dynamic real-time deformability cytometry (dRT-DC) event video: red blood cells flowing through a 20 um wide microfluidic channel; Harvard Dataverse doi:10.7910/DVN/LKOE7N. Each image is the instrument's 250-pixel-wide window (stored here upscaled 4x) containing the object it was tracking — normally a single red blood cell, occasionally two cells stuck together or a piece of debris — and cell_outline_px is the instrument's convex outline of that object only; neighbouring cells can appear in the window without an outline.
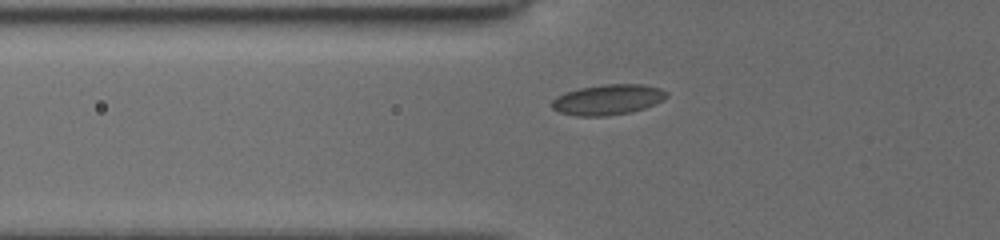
{"species": "common noctule bat (a hibernating species)", "species_latin": "Nyctalus noctula", "temperature_condition": "cold", "stored_images_in_passage": 35, "camera_frame_rate_fps": 3000, "um_per_image_px": 0.085, "animal": {"sex": "female", "body_mass_g": 19.5, "forearm_length_mm": 54.1}, "frame": {"image": 1, "passage_image": 2, "time_ms": 0.333, "image_size_px": [1000, 240], "cell_outline_px": [[668, 96], [644, 108], [628, 112], [604, 116], [580, 116], [560, 112], [552, 108], [552, 100], [556, 96], [564, 92], [580, 88], [604, 84], [644, 84], [660, 88], [668, 92]], "centroid_in_image_um": [51.64, 8.45], "position_along_channel_um": 74.2, "area_um2": 20.11}}
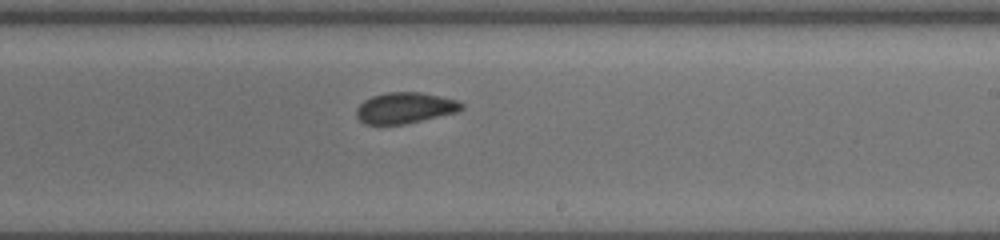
{"frame": {"image": 2, "passage_image": 16, "time_ms": 5.0, "image_size_px": [1000, 240], "cell_outline_px": [[464, 108], [456, 112], [404, 124], [364, 124], [356, 116], [356, 108], [364, 100], [372, 96], [388, 92], [420, 92], [440, 96], [456, 100], [464, 104]], "centroid_in_image_um": [34.4, 9.17], "position_along_channel_um": 254.6, "area_um2": 18.84}}
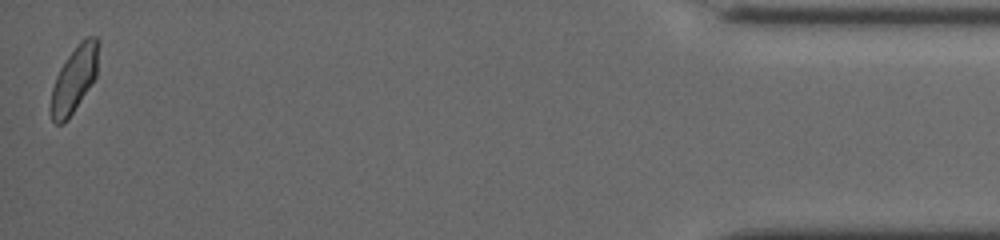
{"frame": {"image": 3, "passage_image": 35, "time_ms": 11.333, "image_size_px": [1000, 240], "cell_outline_px": [[100, 44], [96, 76], [68, 120], [60, 124], [56, 124], [52, 120], [52, 88], [56, 76], [60, 68], [68, 56], [80, 40], [84, 36], [96, 36], [100, 40]], "centroid_in_image_um": [6.36, 6.66], "position_along_channel_um": 428.8, "area_um2": 18.21}, "authors_computed_cell_mechanics": {"area_um2": 18.9584, "velocity_mm_per_s": 3.911, "shape_relaxation_time_tau1_ms": null, "shape_relaxation_time_tau2_ms": 1.5314, "deformation_change_tau1": null, "deformation_change_tau2": 0.0511}}